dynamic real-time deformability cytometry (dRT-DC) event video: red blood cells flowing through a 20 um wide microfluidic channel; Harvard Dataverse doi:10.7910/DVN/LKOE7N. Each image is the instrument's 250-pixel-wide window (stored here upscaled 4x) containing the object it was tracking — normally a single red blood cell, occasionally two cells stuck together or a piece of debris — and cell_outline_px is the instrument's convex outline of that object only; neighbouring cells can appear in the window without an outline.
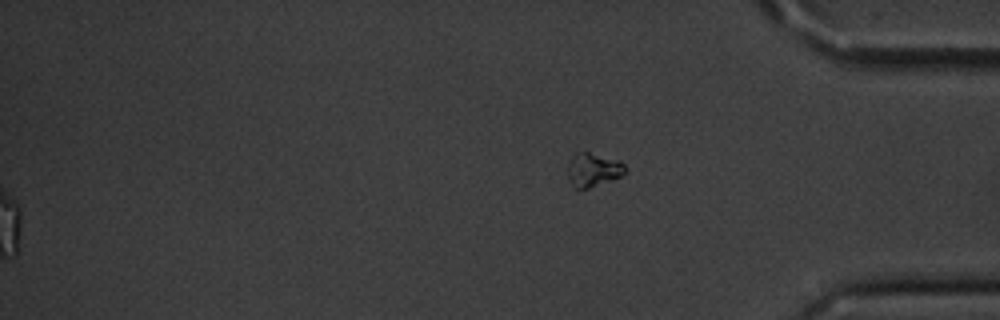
{"species": "common noctule bat (a hibernating species)", "species_latin": "Nyctalus noctula", "temperature_condition": "cold", "stored_images_in_passage": 57, "segment_of_instrument_passage": [2, 2], "camera_frame_rate_fps": 3000, "um_per_image_px": 0.085, "animal": {"sex": "male", "body_mass_g": 20.1, "forearm_length_mm": 53.5}, "frame": {"image": 1, "passage_image": 57, "time_ms": 18.667, "image_size_px": [1000, 320], "cell_outline_px": [[628, 168], [620, 176], [588, 188], [576, 188], [568, 180], [568, 164], [572, 156], [576, 152], [588, 152], [620, 160]], "centroid_in_image_um": [50.41, 14.41], "position_along_channel_um": 384.8, "area_um2": 11.16}}